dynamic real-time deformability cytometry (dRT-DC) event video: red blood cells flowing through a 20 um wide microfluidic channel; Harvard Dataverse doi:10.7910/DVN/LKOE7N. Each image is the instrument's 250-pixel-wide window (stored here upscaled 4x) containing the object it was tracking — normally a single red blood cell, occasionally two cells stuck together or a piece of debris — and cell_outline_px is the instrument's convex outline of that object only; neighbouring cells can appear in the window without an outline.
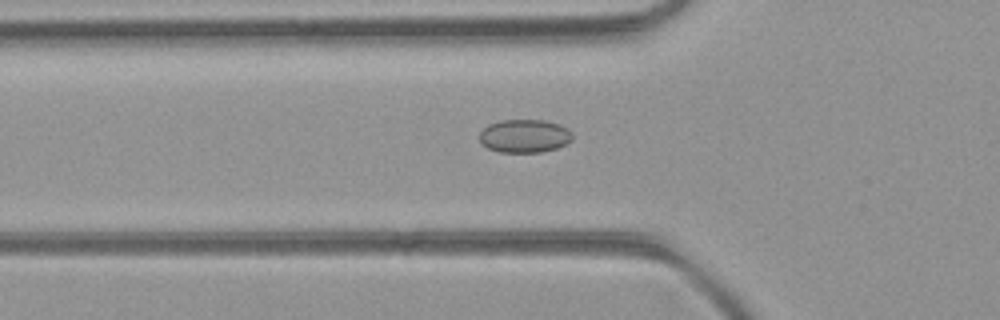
{"species": "common noctule bat (a hibernating species)", "species_latin": "Nyctalus noctula", "temperature_condition": "room temperature", "stored_images_in_passage": 40, "camera_frame_rate_fps": 3000, "um_per_image_px": 0.085, "animal": {"sex": "female", "body_mass_g": 21.9}, "frame": {"image": 1, "passage_image": 6, "time_ms": 1.667, "image_size_px": [1000, 320], "cell_outline_px": [[572, 140], [556, 148], [540, 152], [500, 152], [488, 148], [480, 140], [480, 132], [488, 124], [500, 120], [544, 120], [560, 124], [568, 128], [572, 132]], "centroid_in_image_um": [44.6, 11.55], "position_along_channel_um": 81.2, "area_um2": 17.98}}
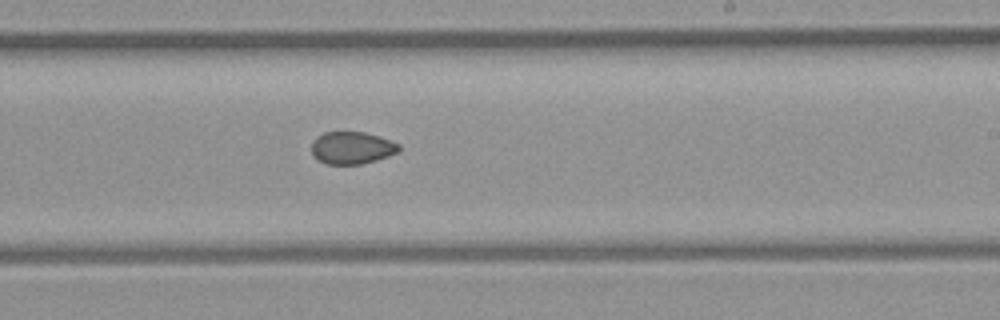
{"frame": {"image": 2, "passage_image": 19, "time_ms": 6.0, "image_size_px": [1000, 320], "cell_outline_px": [[400, 152], [376, 160], [360, 164], [328, 164], [312, 156], [312, 140], [316, 136], [324, 132], [364, 132], [400, 144]], "centroid_in_image_um": [29.89, 12.56], "position_along_channel_um": 259.1, "area_um2": 16.42}}
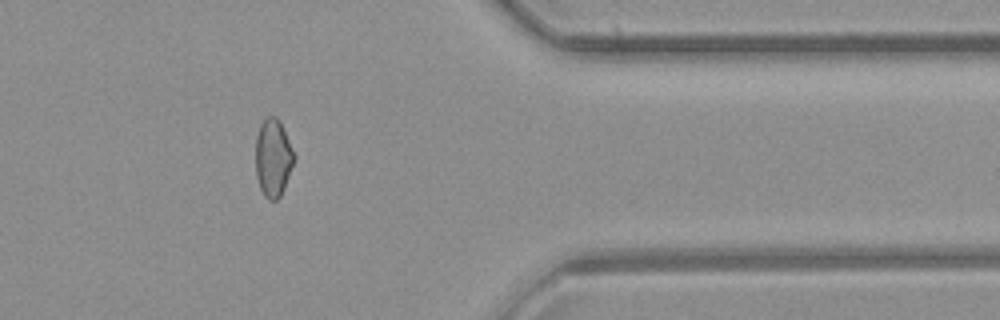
{"frame": {"image": 3, "passage_image": 30, "time_ms": 9.667, "image_size_px": [1000, 320], "cell_outline_px": [[296, 156], [284, 188], [280, 196], [276, 200], [268, 200], [264, 196], [260, 188], [256, 176], [256, 136], [260, 124], [268, 116], [276, 116], [280, 120]], "centroid_in_image_um": [23.21, 13.4], "position_along_channel_um": 388.2, "area_um2": 17.51}}